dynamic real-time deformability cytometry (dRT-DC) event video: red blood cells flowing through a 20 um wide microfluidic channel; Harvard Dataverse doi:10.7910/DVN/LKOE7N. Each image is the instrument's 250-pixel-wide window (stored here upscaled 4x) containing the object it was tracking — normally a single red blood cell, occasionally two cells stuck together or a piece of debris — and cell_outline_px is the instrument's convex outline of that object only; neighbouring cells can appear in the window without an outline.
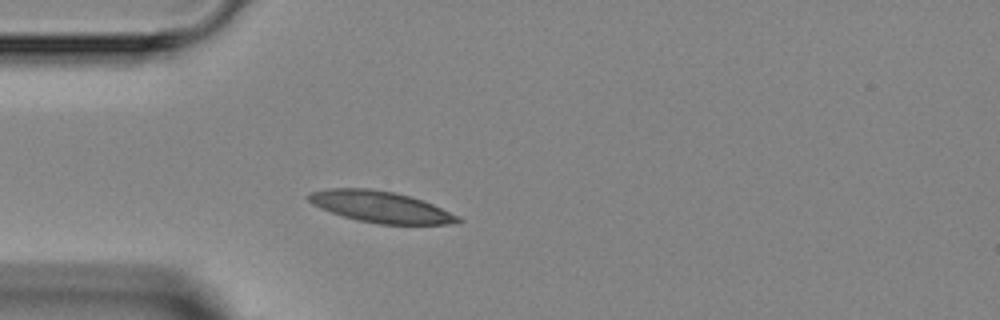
{"species": "Egyptian fruit bat (a non-hibernating species)", "species_latin": "Rousettus aegyptiacus", "temperature_condition": "room temperature", "stored_images_in_passage": 2, "camera_frame_rate_fps": 3000, "um_per_image_px": 0.085, "animal": {"sex": "female"}, "frame": {"image": 1, "passage_image": 2, "time_ms": 5.333, "image_size_px": [1000, 320], "cell_outline_px": [[464, 220], [460, 224], [380, 224], [356, 220], [320, 208], [312, 204], [308, 200], [308, 196], [312, 192], [328, 188], [368, 188], [392, 192], [408, 196], [432, 204], [460, 216]], "centroid_in_image_um": [32.39, 17.59], "position_along_channel_um": 52.6, "area_um2": 27.05}}